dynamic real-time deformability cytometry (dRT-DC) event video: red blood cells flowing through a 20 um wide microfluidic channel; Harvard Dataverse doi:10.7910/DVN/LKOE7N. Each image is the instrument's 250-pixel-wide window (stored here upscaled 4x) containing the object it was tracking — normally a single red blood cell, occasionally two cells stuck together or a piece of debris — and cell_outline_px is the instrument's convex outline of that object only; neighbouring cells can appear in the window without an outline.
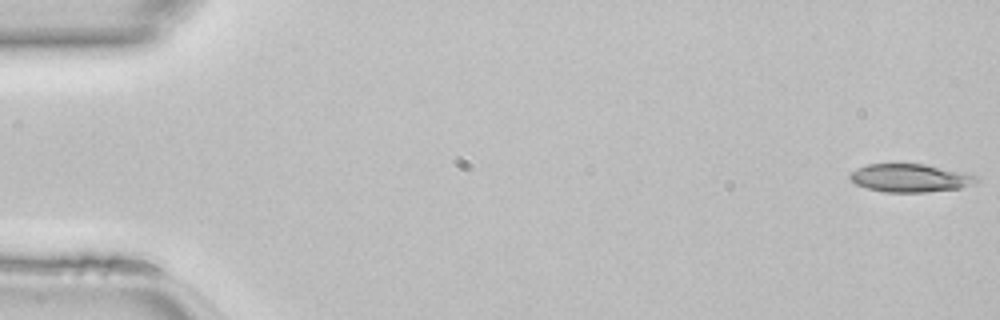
{"species": "common noctule bat (a hibernating species)", "species_latin": "Nyctalus noctula", "temperature_condition": "room temperature", "stored_images_in_passage": 9, "camera_frame_rate_fps": 3000, "um_per_image_px": 0.085, "animal": {"sex": "female", "body_mass_g": 22.7, "forearm_length_mm": 54.2}, "frame": {"image": 1, "passage_image": 1, "time_ms": 0.0, "image_size_px": [1000, 320], "cell_outline_px": [[980, 180], [960, 188], [924, 192], [884, 192], [868, 188], [856, 184], [848, 176], [856, 168], [868, 164], [924, 164], [968, 172], [976, 176]], "centroid_in_image_um": [77.38, 15.12], "position_along_channel_um": 7.6, "area_um2": 20.69}}